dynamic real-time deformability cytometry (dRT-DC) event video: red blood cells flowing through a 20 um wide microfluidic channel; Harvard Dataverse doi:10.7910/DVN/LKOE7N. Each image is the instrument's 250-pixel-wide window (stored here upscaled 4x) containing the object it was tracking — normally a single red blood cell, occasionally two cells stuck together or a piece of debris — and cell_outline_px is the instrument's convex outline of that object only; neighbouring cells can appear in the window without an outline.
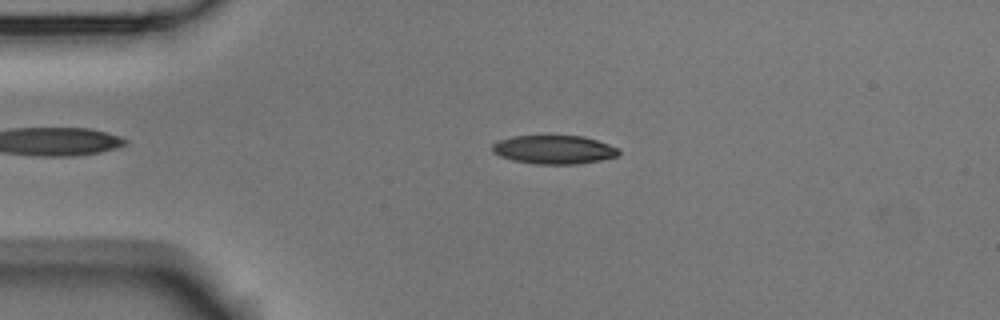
{"species": "Egyptian fruit bat (a non-hibernating species)", "species_latin": "Rousettus aegyptiacus", "temperature_condition": "room temperature", "stored_images_in_passage": 5, "camera_frame_rate_fps": 3000, "um_per_image_px": 0.085, "animal": {"sex": "male"}, "frame": {"image": 1, "passage_image": 3, "time_ms": 0.667, "image_size_px": [1000, 320], "cell_outline_px": [[620, 152], [616, 156], [600, 160], [576, 164], [536, 164], [512, 160], [500, 156], [492, 152], [492, 144], [500, 140], [512, 136], [584, 136], [620, 148]], "centroid_in_image_um": [47.08, 12.72], "position_along_channel_um": 37.9, "area_um2": 21.04}}
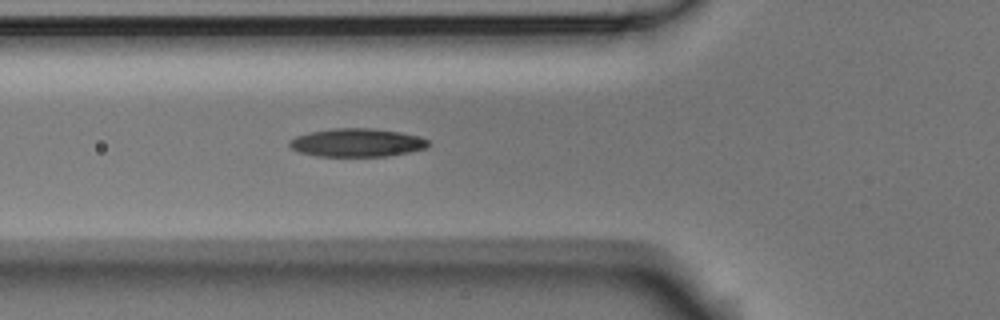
{"frame": {"image": 2, "passage_image": 5, "time_ms": 1.333, "image_size_px": [1000, 320], "cell_outline_px": [[428, 144], [424, 148], [408, 152], [388, 156], [316, 156], [300, 152], [292, 148], [288, 144], [296, 136], [308, 132], [332, 128], [372, 128], [400, 132], [420, 136], [428, 140]], "centroid_in_image_um": [30.33, 12.12], "position_along_channel_um": 95.5, "area_um2": 22.77}}